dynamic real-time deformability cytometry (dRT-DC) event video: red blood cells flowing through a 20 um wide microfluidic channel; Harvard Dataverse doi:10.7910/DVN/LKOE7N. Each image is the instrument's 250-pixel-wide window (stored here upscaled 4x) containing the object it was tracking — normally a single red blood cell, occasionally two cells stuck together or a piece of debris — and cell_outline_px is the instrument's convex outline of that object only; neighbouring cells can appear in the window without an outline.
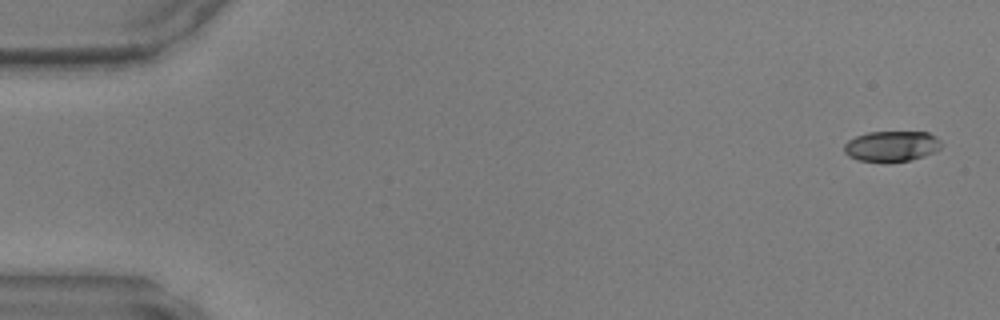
{"species": "common noctule bat (a hibernating species)", "species_latin": "Nyctalus noctula", "temperature_condition": "warm", "stored_images_in_passage": 11, "camera_frame_rate_fps": 3000, "um_per_image_px": 0.085, "animal": {"sex": "male", "body_mass_g": 17.9, "forearm_length_mm": 54.2}, "frame": {"image": 1, "passage_image": 1, "time_ms": 0.0, "image_size_px": [1000, 320], "cell_outline_px": [[940, 148], [924, 156], [912, 160], [888, 164], [856, 160], [848, 156], [844, 152], [844, 144], [848, 140], [856, 136], [868, 132], [928, 132], [936, 136], [940, 140]], "centroid_in_image_um": [75.75, 12.46], "position_along_channel_um": 9.3, "area_um2": 17.74}}